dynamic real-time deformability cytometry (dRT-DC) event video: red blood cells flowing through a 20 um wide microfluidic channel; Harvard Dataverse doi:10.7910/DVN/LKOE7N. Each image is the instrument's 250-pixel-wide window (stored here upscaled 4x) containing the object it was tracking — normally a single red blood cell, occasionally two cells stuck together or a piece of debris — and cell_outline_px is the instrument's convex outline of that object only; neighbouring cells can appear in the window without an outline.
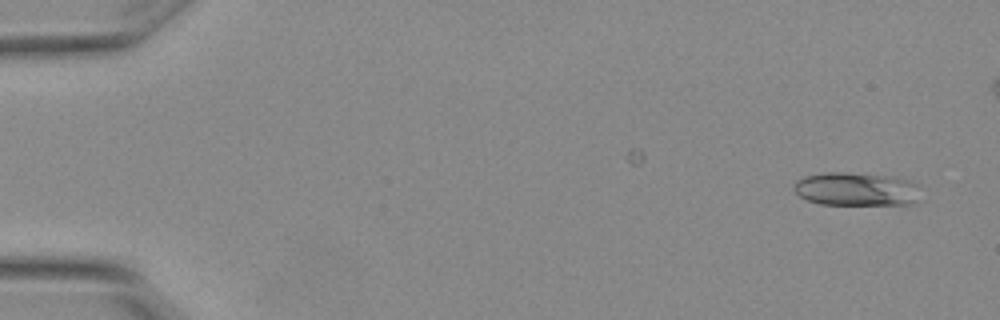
{"species": "Egyptian fruit bat (a non-hibernating species)", "species_latin": "Rousettus aegyptiacus", "temperature_condition": "warm", "stored_images_in_passage": 3, "camera_frame_rate_fps": 3000, "um_per_image_px": 0.085, "animal": {"sex": "female"}, "frame": {"image": 1, "passage_image": 1, "time_ms": 0.0, "image_size_px": [1000, 320], "cell_outline_px": [[924, 200], [916, 204], [820, 204], [808, 200], [800, 196], [792, 188], [792, 184], [796, 180], [804, 176], [824, 172], [840, 172], [884, 176], [912, 180], [920, 184]], "centroid_in_image_um": [72.89, 16.08], "position_along_channel_um": 12.1, "area_um2": 25.26}}